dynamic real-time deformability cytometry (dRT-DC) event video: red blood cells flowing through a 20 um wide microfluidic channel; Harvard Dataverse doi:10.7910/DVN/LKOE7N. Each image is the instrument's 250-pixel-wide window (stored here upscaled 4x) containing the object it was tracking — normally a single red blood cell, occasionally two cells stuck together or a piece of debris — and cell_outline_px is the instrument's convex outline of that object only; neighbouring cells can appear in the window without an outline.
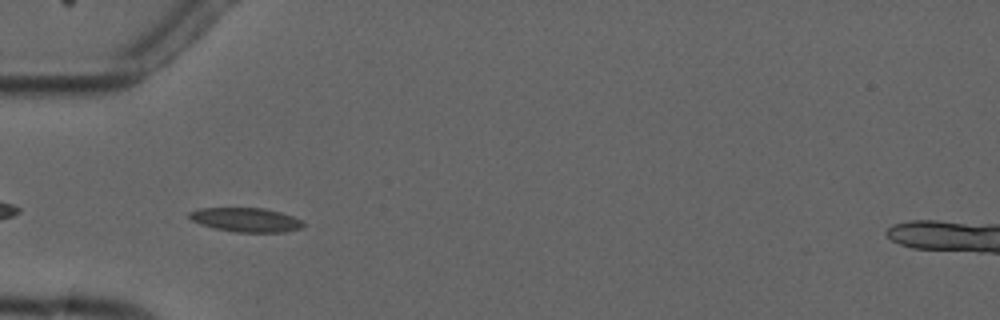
{"species": "common noctule bat (a hibernating species)", "species_latin": "Nyctalus noctula", "temperature_condition": "cold", "stored_images_in_passage": 7, "camera_frame_rate_fps": 3000, "um_per_image_px": 0.085, "animal": {"sex": "male", "forearm_length_mm": 52.5}, "frame": {"image": 1, "passage_image": 6, "time_ms": 6.0, "image_size_px": [1000, 320], "cell_outline_px": [[304, 224], [300, 228], [284, 232], [236, 232], [216, 228], [200, 224], [192, 220], [188, 216], [188, 212], [200, 208], [264, 208], [280, 212], [292, 216], [300, 220]], "centroid_in_image_um": [20.88, 18.68], "position_along_channel_um": 64.1, "area_um2": 15.84}}